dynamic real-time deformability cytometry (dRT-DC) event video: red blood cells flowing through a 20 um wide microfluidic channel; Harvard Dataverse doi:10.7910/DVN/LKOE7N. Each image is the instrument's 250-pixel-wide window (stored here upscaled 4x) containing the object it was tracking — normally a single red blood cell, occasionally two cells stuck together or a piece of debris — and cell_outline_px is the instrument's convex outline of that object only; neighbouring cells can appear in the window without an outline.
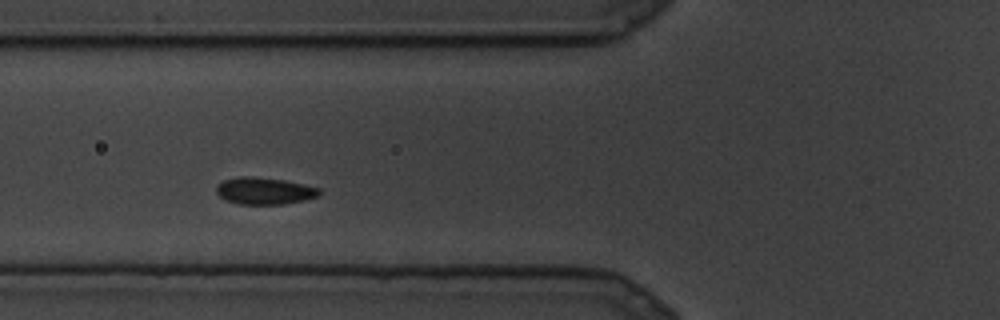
{"species": "common noctule bat (a hibernating species)", "species_latin": "Nyctalus noctula", "temperature_condition": "cold", "stored_images_in_passage": 20, "camera_frame_rate_fps": 3000, "um_per_image_px": 0.085, "animal": {"sex": "male", "body_mass_g": 19.5, "forearm_length_mm": 54.6}, "frame": {"image": 1, "passage_image": 3, "time_ms": 0.667, "image_size_px": [1000, 320], "cell_outline_px": [[320, 192], [316, 196], [304, 200], [284, 204], [240, 204], [228, 200], [220, 196], [216, 192], [216, 188], [224, 180], [240, 176], [248, 176], [284, 180], [304, 184], [320, 188]], "centroid_in_image_um": [22.49, 16.22], "position_along_channel_um": 103.3, "area_um2": 15.9}}
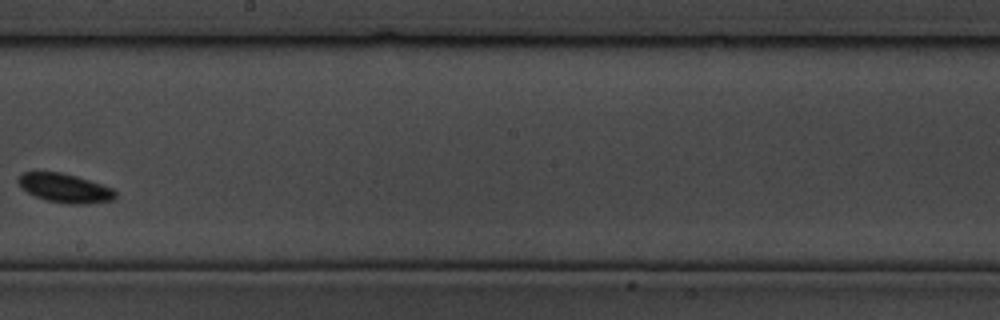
{"frame": {"image": 2, "passage_image": 9, "time_ms": 2.667, "image_size_px": [1000, 320], "cell_outline_px": [[116, 196], [112, 200], [84, 204], [68, 204], [48, 200], [36, 196], [28, 192], [16, 180], [24, 172], [60, 172], [76, 176], [112, 188], [116, 192]], "centroid_in_image_um": [5.53, 15.99], "position_along_channel_um": 242.7, "area_um2": 16.01}}
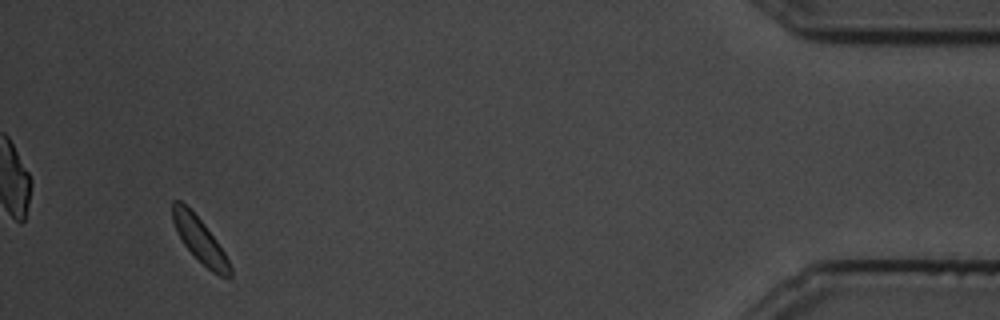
{"frame": {"image": 3, "passage_image": 19, "time_ms": 6.0, "image_size_px": [1000, 320], "cell_outline_px": [[232, 276], [228, 280], [212, 272], [184, 244], [176, 232], [172, 220], [172, 200], [180, 200], [204, 224], [216, 240], [224, 252], [232, 268]], "centroid_in_image_um": [17.0, 20.42], "position_along_channel_um": 418.2, "area_um2": 14.74}}